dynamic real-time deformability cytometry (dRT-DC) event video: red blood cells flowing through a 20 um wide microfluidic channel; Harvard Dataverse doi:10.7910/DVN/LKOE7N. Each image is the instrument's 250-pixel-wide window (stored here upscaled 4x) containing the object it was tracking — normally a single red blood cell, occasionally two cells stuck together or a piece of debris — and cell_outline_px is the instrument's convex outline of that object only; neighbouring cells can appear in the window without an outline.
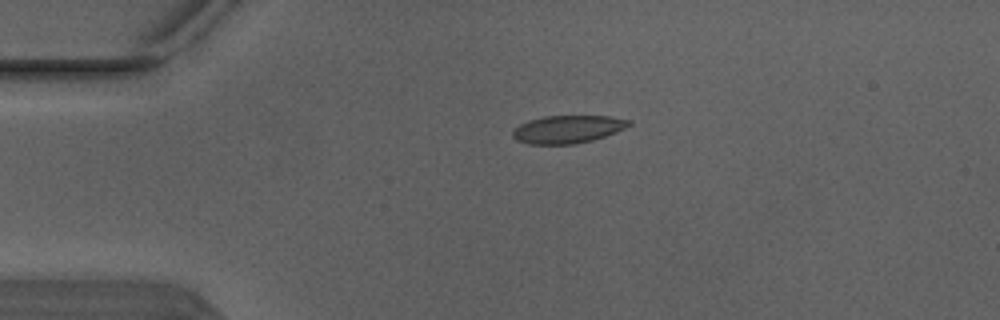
{"species": "Egyptian fruit bat (a non-hibernating species)", "species_latin": "Rousettus aegyptiacus", "temperature_condition": "warm", "stored_images_in_passage": 3, "camera_frame_rate_fps": 3000, "um_per_image_px": 0.085, "animal": {"sex": "male"}, "frame": {"image": 1, "passage_image": 2, "time_ms": 0.333, "image_size_px": [1000, 320], "cell_outline_px": [[632, 124], [616, 132], [592, 140], [576, 144], [528, 144], [516, 140], [512, 136], [512, 128], [528, 120], [544, 116], [608, 116], [632, 120]], "centroid_in_image_um": [48.22, 10.98], "position_along_channel_um": 36.8, "area_um2": 18.96}}